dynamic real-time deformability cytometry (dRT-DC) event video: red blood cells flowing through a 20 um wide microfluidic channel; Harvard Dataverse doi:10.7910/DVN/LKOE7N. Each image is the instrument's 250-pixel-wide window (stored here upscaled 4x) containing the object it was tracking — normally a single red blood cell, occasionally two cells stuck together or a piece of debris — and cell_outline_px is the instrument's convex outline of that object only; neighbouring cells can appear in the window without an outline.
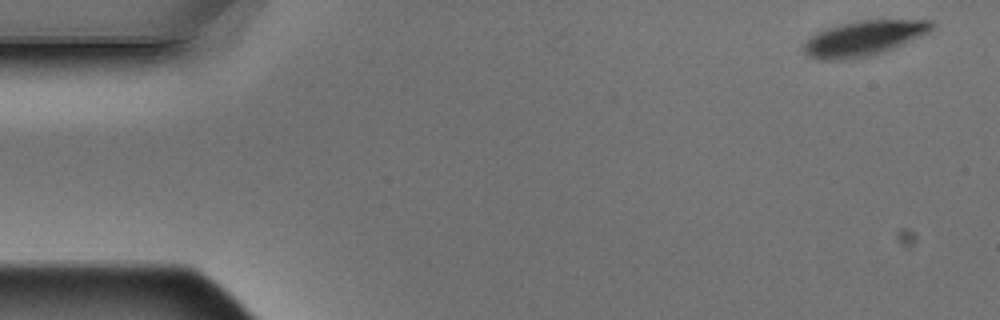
{"species": "Egyptian fruit bat (a non-hibernating species)", "species_latin": "Rousettus aegyptiacus", "temperature_condition": "warm", "stored_images_in_passage": 6, "camera_frame_rate_fps": 3000, "um_per_image_px": 0.085, "animal": {"sex": "male"}, "frame": {"image": 1, "passage_image": 1, "time_ms": 0.0, "image_size_px": [1000, 320], "cell_outline_px": [[936, 28], [920, 36], [884, 52], [868, 56], [840, 60], [816, 60], [808, 56], [804, 52], [804, 44], [808, 36], [816, 32], [840, 24], [856, 20], [932, 20], [936, 24]], "centroid_in_image_um": [73.4, 3.25], "position_along_channel_um": 11.6, "area_um2": 26.3}}
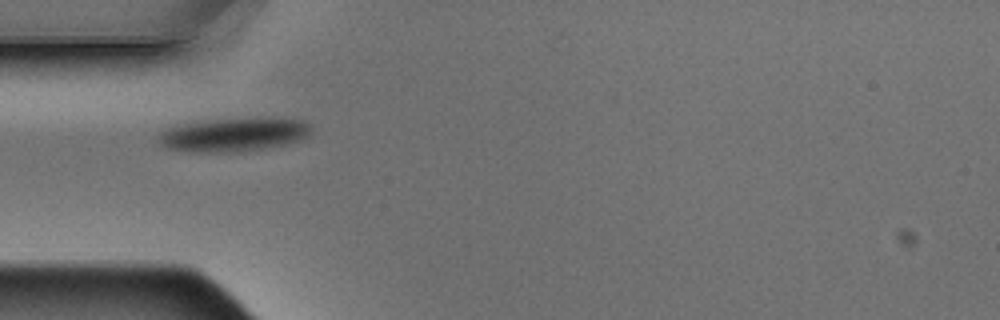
{"frame": {"image": 2, "passage_image": 5, "time_ms": 1.333, "image_size_px": [1000, 320], "cell_outline_px": [[312, 136], [300, 140], [284, 144], [264, 148], [240, 152], [196, 152], [164, 148], [160, 144], [156, 136], [160, 132], [176, 124], [208, 120], [304, 120], [312, 124]], "centroid_in_image_um": [19.82, 11.48], "position_along_channel_um": 65.2, "area_um2": 29.59}}
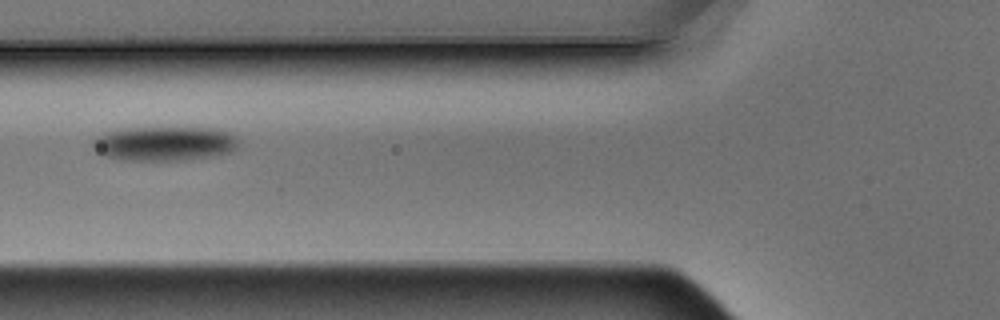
{"frame": {"image": 3, "passage_image": 6, "time_ms": 1.667, "image_size_px": [1000, 320], "cell_outline_px": [[240, 140], [236, 148], [232, 152], [212, 156], [184, 160], [120, 160], [104, 156], [96, 152], [92, 144], [96, 136], [104, 132], [124, 128], [220, 128], [236, 136]], "centroid_in_image_um": [13.99, 12.2], "position_along_channel_um": 111.8, "area_um2": 29.54}}